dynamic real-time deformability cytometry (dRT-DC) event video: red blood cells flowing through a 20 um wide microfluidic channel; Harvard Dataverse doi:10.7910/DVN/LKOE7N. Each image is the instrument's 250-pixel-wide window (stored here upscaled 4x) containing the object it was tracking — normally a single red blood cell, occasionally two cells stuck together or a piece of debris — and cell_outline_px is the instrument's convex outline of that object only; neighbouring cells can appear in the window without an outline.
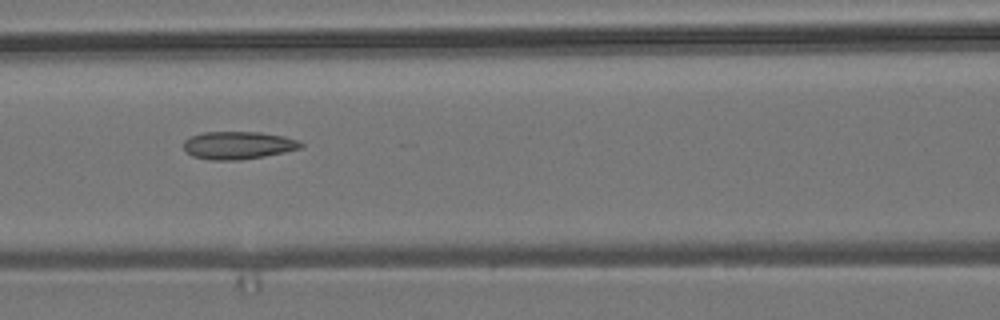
{"species": "common noctule bat (a hibernating species)", "species_latin": "Nyctalus noctula", "temperature_condition": "room temperature", "stored_images_in_passage": 10, "camera_frame_rate_fps": 3000, "um_per_image_px": 0.085, "animal": {"sex": "male", "body_mass_g": 19.2, "forearm_length_mm": 51.8}, "frame": {"image": 1, "passage_image": 6, "time_ms": 1.667, "image_size_px": [1000, 320], "cell_outline_px": [[304, 144], [300, 148], [284, 152], [264, 156], [240, 160], [212, 160], [192, 156], [184, 148], [184, 140], [192, 136], [204, 132], [260, 132], [284, 136], [300, 140]], "centroid_in_image_um": [20.27, 12.34], "position_along_channel_um": 146.3, "area_um2": 18.9}}
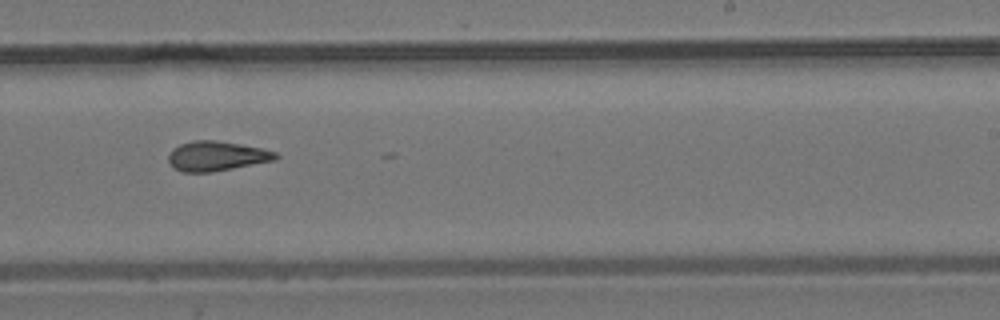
{"frame": {"image": 2, "passage_image": 9, "time_ms": 2.667, "image_size_px": [1000, 320], "cell_outline_px": [[280, 156], [276, 160], [212, 172], [184, 172], [172, 168], [168, 160], [168, 156], [172, 148], [180, 144], [192, 140], [216, 140], [240, 144], [260, 148], [276, 152]], "centroid_in_image_um": [18.39, 13.26], "position_along_channel_um": 270.6, "area_um2": 18.67}}
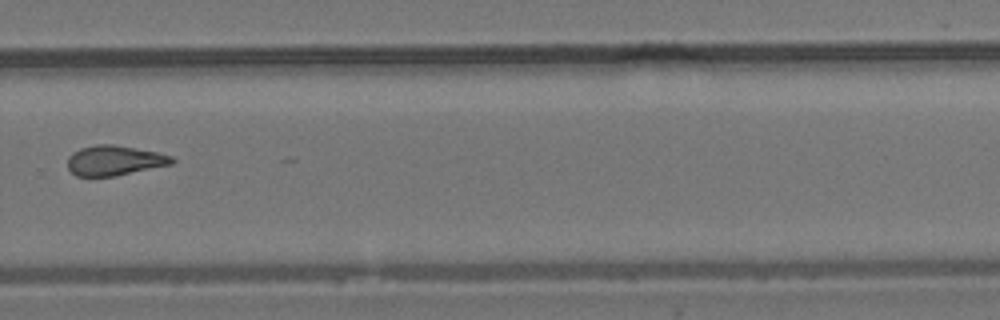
{"frame": {"image": 3, "passage_image": 10, "time_ms": 3.0, "image_size_px": [1000, 320], "cell_outline_px": [[176, 160], [172, 164], [116, 176], [76, 176], [68, 168], [68, 156], [72, 152], [80, 148], [96, 144], [112, 144], [156, 152], [172, 156]], "centroid_in_image_um": [9.71, 13.64], "position_along_channel_um": 320.1, "area_um2": 18.21}}